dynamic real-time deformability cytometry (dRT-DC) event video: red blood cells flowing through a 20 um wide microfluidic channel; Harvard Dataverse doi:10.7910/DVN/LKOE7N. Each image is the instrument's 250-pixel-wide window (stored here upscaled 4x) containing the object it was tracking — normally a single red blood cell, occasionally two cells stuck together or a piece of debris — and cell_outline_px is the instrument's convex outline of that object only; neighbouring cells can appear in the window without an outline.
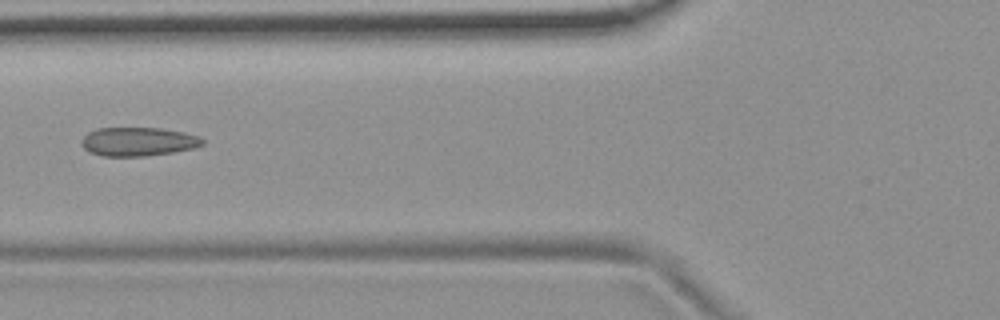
{"species": "common noctule bat (a hibernating species)", "species_latin": "Nyctalus noctula", "temperature_condition": "room temperature", "stored_images_in_passage": 5, "camera_frame_rate_fps": 3000, "um_per_image_px": 0.085, "animal": {"sex": "female", "body_mass_g": 19.9}, "frame": {"image": 1, "passage_image": 5, "time_ms": 5.333, "image_size_px": [1000, 320], "cell_outline_px": [[204, 144], [196, 148], [172, 152], [144, 156], [104, 156], [92, 152], [84, 148], [80, 144], [80, 140], [88, 132], [96, 128], [160, 128], [184, 132], [196, 136], [204, 140]], "centroid_in_image_um": [11.73, 12.03], "position_along_channel_um": 114.1, "area_um2": 20.23}}